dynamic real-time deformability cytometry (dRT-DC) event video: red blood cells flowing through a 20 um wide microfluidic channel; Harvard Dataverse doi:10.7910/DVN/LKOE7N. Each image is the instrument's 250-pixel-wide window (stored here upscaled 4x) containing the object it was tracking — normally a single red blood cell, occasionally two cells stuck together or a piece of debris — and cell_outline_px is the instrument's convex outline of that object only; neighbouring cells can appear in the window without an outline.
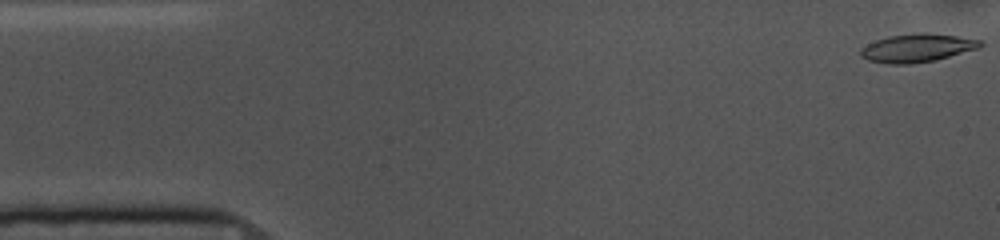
{"species": "common noctule bat (a hibernating species)", "species_latin": "Nyctalus noctula", "temperature_condition": "cold", "stored_images_in_passage": 10, "segment_of_instrument_passage": [1, 2], "camera_frame_rate_fps": 3000, "um_per_image_px": 0.085, "animal": {"sex": "female", "body_mass_g": 10.0, "forearm_length_mm": 53.1}, "frame": {"image": 1, "passage_image": 1, "time_ms": 0.0, "image_size_px": [1000, 240], "cell_outline_px": [[984, 44], [980, 48], [936, 60], [908, 64], [888, 64], [868, 60], [860, 56], [860, 48], [876, 40], [888, 36], [916, 32], [928, 32], [960, 36], [980, 40]], "centroid_in_image_um": [77.97, 4.06], "position_along_channel_um": 7.0, "area_um2": 20.0}}